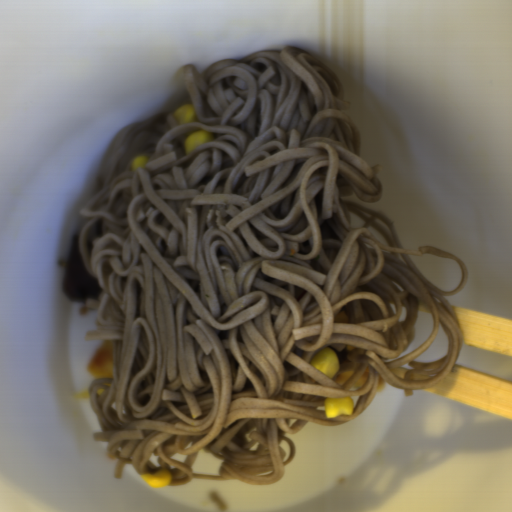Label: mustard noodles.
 I'll use <instances>...</instances> for the list:
<instances>
[{
  "mask_svg": "<svg viewBox=\"0 0 512 512\" xmlns=\"http://www.w3.org/2000/svg\"><path fill=\"white\" fill-rule=\"evenodd\" d=\"M183 81L172 110L116 135L79 211L80 256L101 288L84 302L96 310L85 339L114 347L112 376L88 387L101 429L92 438L116 458L115 480L130 465L140 476L170 471L167 487L269 486L293 462L288 434L356 420L380 379L405 397L445 379L465 340L445 297L469 272L432 245L406 249L391 218L344 198L379 203L384 169L364 159L344 87L322 61L291 46L203 72L188 64ZM187 102L196 120L180 125L174 112ZM201 129L213 141L185 154ZM141 154L149 163L131 171ZM424 253L459 263L461 286L425 280L410 260ZM422 301L432 333L400 358ZM440 324L446 357L414 361ZM327 347L339 363L332 378L310 366ZM367 366V383L349 390ZM346 395L354 413L326 419L324 399ZM203 449L222 458L217 476L193 473Z\"/></svg>",
  "mask_w": 512,
  "mask_h": 512,
  "instance_id": "mustard-noodles-1",
  "label": "mustard noodles"
}]
</instances>
